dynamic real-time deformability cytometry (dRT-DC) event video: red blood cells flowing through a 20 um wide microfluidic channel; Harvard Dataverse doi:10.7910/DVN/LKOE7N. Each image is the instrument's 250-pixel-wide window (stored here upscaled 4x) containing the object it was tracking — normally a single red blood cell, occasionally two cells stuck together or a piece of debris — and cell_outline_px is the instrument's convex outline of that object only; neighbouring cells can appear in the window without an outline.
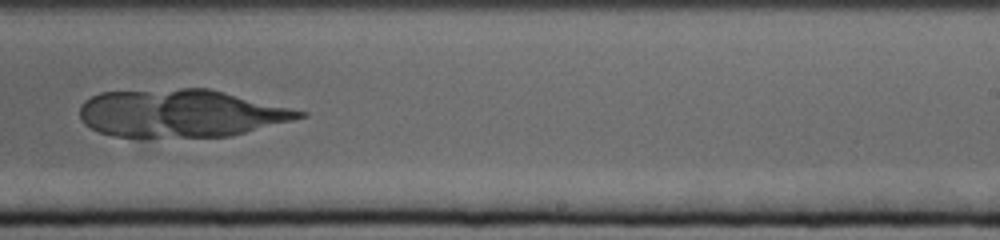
{"species": "human", "species_latin": "Homo sapiens", "temperature_condition": "cold", "stored_images_in_passage": 45, "camera_frame_rate_fps": 3000, "um_per_image_px": 0.085, "donor": {"sex": "female"}, "frame": {"image": 1, "passage_image": 22, "time_ms": 7.0, "image_size_px": [1000, 240], "cell_outline_px": [[308, 116], [232, 136], [112, 136], [100, 132], [84, 124], [80, 116], [80, 104], [84, 100], [100, 92], [180, 88], [208, 88], [308, 112]], "centroid_in_image_um": [15.37, 9.61], "position_along_channel_um": 273.6, "area_um2": 60.86}}
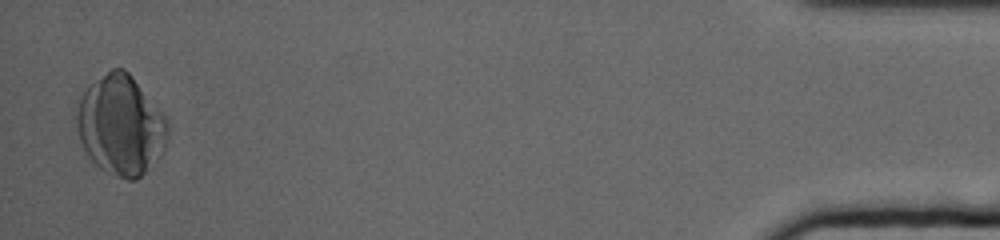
{"frame": {"image": 2, "passage_image": 44, "time_ms": 14.333, "image_size_px": [1000, 240], "cell_outline_px": [[168, 140], [164, 148], [144, 172], [136, 180], [128, 180], [116, 176], [100, 168], [88, 156], [80, 140], [76, 124], [76, 116], [80, 96], [84, 88], [112, 68], [124, 68], [128, 72], [168, 120]], "centroid_in_image_um": [10.24, 10.63], "position_along_channel_um": 425.0, "area_um2": 52.42}}